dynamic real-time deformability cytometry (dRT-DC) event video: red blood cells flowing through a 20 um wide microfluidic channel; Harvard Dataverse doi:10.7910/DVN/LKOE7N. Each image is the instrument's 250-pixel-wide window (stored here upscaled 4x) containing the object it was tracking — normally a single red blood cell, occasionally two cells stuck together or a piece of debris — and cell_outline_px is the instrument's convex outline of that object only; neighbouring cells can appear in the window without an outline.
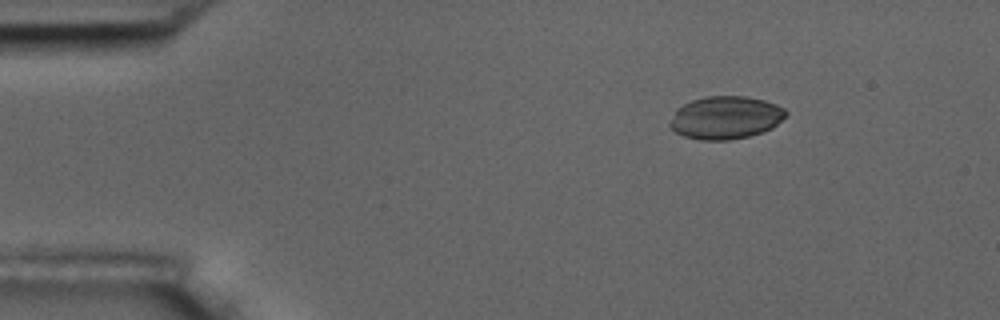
{"species": "common noctule bat (a hibernating species)", "species_latin": "Nyctalus noctula", "temperature_condition": "room temperature", "stored_images_in_passage": 9, "camera_frame_rate_fps": 3000, "um_per_image_px": 0.085, "animal": {"sex": "male", "body_mass_g": 17.5, "forearm_length_mm": 52.3}, "frame": {"image": 1, "passage_image": 1, "time_ms": 0.0, "image_size_px": [1000, 320], "cell_outline_px": [[788, 116], [772, 128], [748, 136], [728, 140], [700, 140], [684, 136], [676, 132], [668, 124], [676, 108], [692, 100], [708, 96], [744, 96], [764, 100], [776, 104], [784, 108], [788, 112]], "centroid_in_image_um": [61.69, 9.99], "position_along_channel_um": 23.3, "area_um2": 29.02}}
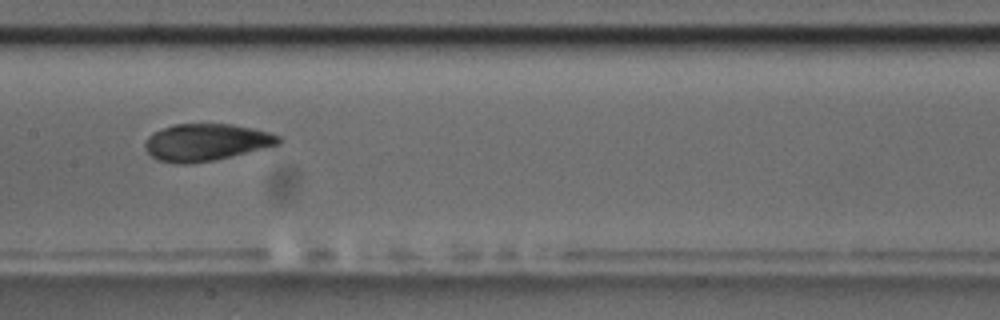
{"frame": {"image": 2, "passage_image": 7, "time_ms": 6.667, "image_size_px": [1000, 320], "cell_outline_px": [[284, 140], [280, 144], [264, 148], [212, 160], [192, 164], [176, 164], [156, 160], [144, 148], [144, 144], [148, 136], [152, 132], [176, 124], [232, 124], [252, 128], [268, 132], [280, 136]], "centroid_in_image_um": [17.5, 12.1], "position_along_channel_um": 189.9, "area_um2": 28.84}}
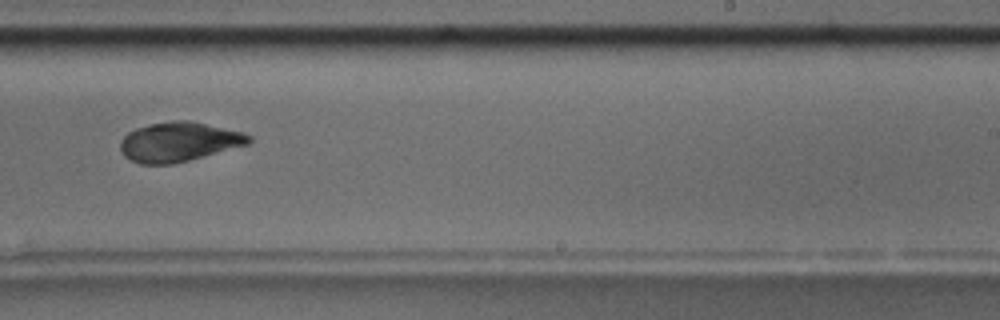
{"frame": {"image": 3, "passage_image": 9, "time_ms": 9.0, "image_size_px": [1000, 320], "cell_outline_px": [[252, 140], [248, 144], [204, 156], [172, 164], [140, 164], [124, 156], [120, 148], [120, 140], [128, 132], [136, 128], [152, 124], [172, 120], [188, 120], [244, 132], [252, 136]], "centroid_in_image_um": [15.2, 12.05], "position_along_channel_um": 273.8, "area_um2": 29.42}}